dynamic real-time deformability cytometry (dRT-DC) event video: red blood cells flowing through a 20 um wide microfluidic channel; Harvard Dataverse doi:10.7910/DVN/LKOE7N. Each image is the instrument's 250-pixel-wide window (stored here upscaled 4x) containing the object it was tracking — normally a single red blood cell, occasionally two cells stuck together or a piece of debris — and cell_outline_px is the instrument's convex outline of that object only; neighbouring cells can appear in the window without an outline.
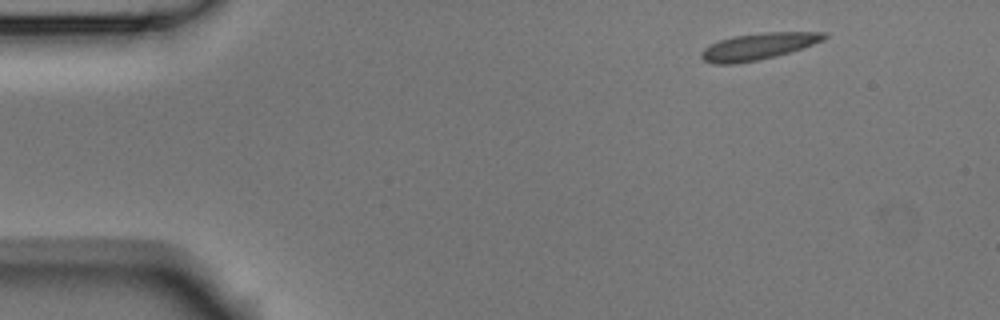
{"species": "Egyptian fruit bat (a non-hibernating species)", "species_latin": "Rousettus aegyptiacus", "temperature_condition": "room temperature", "stored_images_in_passage": 3, "camera_frame_rate_fps": 3000, "um_per_image_px": 0.085, "animal": {"sex": "male"}, "frame": {"image": 1, "passage_image": 1, "time_ms": 0.0, "image_size_px": [1000, 320], "cell_outline_px": [[828, 36], [824, 40], [776, 56], [736, 64], [712, 64], [704, 60], [700, 56], [700, 52], [704, 48], [720, 40], [732, 36], [764, 32], [828, 32]], "centroid_in_image_um": [64.43, 3.94], "position_along_channel_um": 20.6, "area_um2": 18.96}}